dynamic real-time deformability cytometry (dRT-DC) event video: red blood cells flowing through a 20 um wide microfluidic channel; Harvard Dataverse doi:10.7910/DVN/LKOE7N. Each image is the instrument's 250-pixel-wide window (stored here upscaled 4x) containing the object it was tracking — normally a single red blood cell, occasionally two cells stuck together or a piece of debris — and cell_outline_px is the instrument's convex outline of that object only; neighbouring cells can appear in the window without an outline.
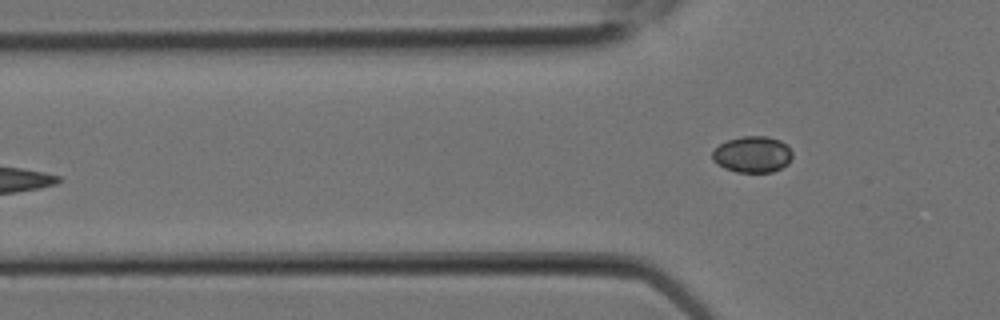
{"species": "Egyptian fruit bat (a non-hibernating species)", "species_latin": "Rousettus aegyptiacus", "temperature_condition": "room temperature", "stored_images_in_passage": 8, "camera_frame_rate_fps": 3000, "um_per_image_px": 0.085, "animal": {"sex": "female"}, "frame": {"image": 1, "passage_image": 8, "time_ms": 2.333, "image_size_px": [1000, 320], "cell_outline_px": [[792, 156], [788, 164], [772, 172], [736, 172], [724, 168], [712, 160], [712, 152], [720, 144], [728, 140], [744, 136], [768, 136], [780, 140], [792, 152]], "centroid_in_image_um": [63.95, 13.13], "position_along_channel_um": 61.9, "area_um2": 16.82}}